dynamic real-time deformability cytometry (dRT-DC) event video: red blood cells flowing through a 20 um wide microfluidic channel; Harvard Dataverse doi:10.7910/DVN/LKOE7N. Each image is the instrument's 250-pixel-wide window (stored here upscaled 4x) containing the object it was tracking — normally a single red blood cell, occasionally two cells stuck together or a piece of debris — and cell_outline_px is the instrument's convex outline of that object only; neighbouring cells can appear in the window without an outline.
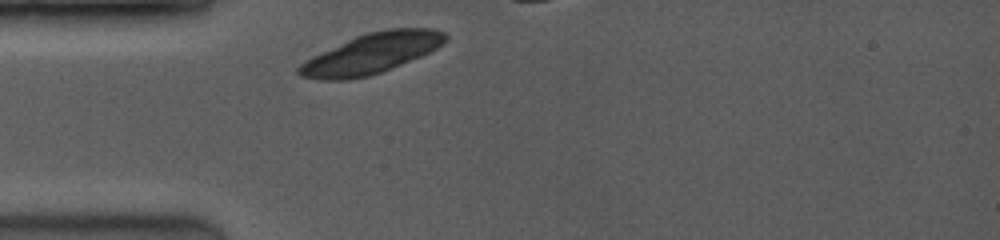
{"species": "common noctule bat (a hibernating species)", "species_latin": "Nyctalus noctula", "temperature_condition": "room temperature", "stored_images_in_passage": 3, "segment_of_instrument_passage": [1, 2], "camera_frame_rate_fps": 3500, "um_per_image_px": 0.085, "animal": {"sex": "female", "body_mass_g": 19.0, "forearm_length_mm": 53.3}, "frame": {"image": 1, "passage_image": 1, "time_ms": 0.0, "image_size_px": [1000, 240], "cell_outline_px": [[448, 40], [444, 44], [420, 56], [380, 72], [368, 76], [348, 80], [324, 80], [300, 76], [296, 72], [296, 68], [304, 60], [312, 56], [356, 36], [368, 32], [388, 28], [432, 28], [444, 32], [448, 36]], "centroid_in_image_um": [31.56, 4.54], "position_along_channel_um": 53.4, "area_um2": 34.16}}